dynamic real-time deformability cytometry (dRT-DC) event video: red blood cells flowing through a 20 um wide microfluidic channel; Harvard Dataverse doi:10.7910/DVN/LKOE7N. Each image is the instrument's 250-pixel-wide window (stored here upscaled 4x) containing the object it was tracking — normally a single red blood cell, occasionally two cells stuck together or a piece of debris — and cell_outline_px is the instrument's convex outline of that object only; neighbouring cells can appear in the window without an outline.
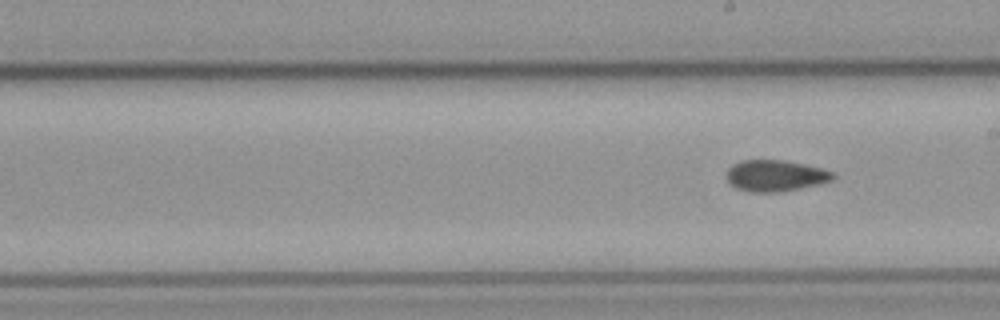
{"species": "common noctule bat (a hibernating species)", "species_latin": "Nyctalus noctula", "temperature_condition": "cold", "stored_images_in_passage": 10, "camera_frame_rate_fps": 3000, "um_per_image_px": 0.085, "animal": {"sex": "male", "body_mass_g": 23.1, "forearm_length_mm": 52.7}, "frame": {"image": 1, "passage_image": 10, "time_ms": 3.0, "image_size_px": [1000, 320], "cell_outline_px": [[836, 176], [832, 180], [820, 184], [780, 192], [748, 192], [736, 188], [724, 176], [728, 168], [732, 164], [744, 160], [784, 160], [820, 168], [832, 172]], "centroid_in_image_um": [65.87, 14.94], "position_along_channel_um": 223.1, "area_um2": 19.42}}